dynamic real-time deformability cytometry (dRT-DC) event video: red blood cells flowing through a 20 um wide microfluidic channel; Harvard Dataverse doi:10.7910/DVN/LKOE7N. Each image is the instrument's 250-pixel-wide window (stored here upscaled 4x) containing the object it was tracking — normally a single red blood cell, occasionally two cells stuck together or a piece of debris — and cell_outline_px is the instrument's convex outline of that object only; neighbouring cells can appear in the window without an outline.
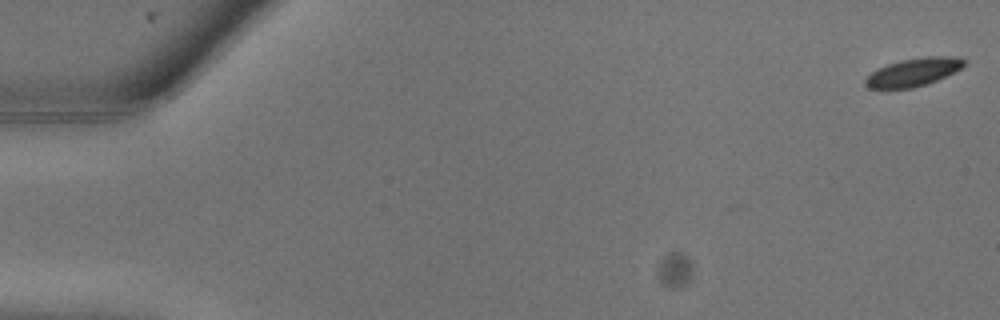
{"species": "common noctule bat (a hibernating species)", "species_latin": "Nyctalus noctula", "temperature_condition": "warm", "stored_images_in_passage": 10, "camera_frame_rate_fps": 3000, "um_per_image_px": 0.085, "animal": {"sex": "male", "body_mass_g": 13.3}, "frame": {"image": 1, "passage_image": 1, "time_ms": 0.0, "image_size_px": [1000, 320], "cell_outline_px": [[964, 64], [960, 68], [936, 80], [912, 88], [868, 88], [864, 84], [864, 80], [872, 72], [888, 64], [900, 60], [924, 56], [956, 56], [964, 60]], "centroid_in_image_um": [77.61, 6.12], "position_along_channel_um": 7.4, "area_um2": 15.78}}
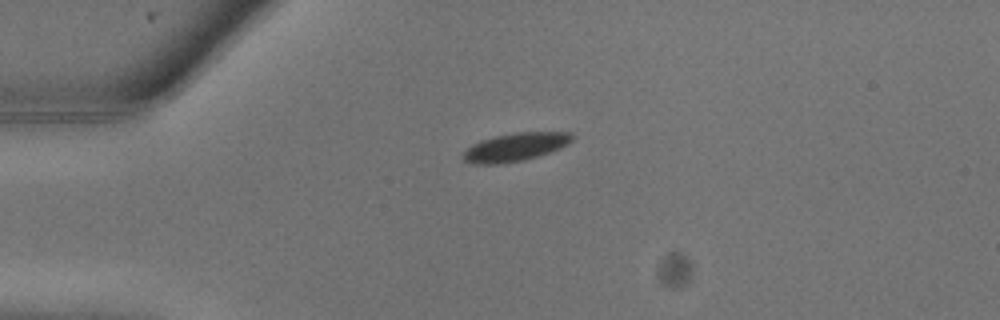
{"frame": {"image": 2, "passage_image": 7, "time_ms": 2.0, "image_size_px": [1000, 320], "cell_outline_px": [[572, 140], [568, 144], [560, 148], [524, 160], [496, 164], [476, 164], [464, 160], [464, 152], [472, 144], [480, 140], [496, 136], [516, 132], [572, 132]], "centroid_in_image_um": [43.81, 12.49], "position_along_channel_um": 41.2, "area_um2": 17.63}}